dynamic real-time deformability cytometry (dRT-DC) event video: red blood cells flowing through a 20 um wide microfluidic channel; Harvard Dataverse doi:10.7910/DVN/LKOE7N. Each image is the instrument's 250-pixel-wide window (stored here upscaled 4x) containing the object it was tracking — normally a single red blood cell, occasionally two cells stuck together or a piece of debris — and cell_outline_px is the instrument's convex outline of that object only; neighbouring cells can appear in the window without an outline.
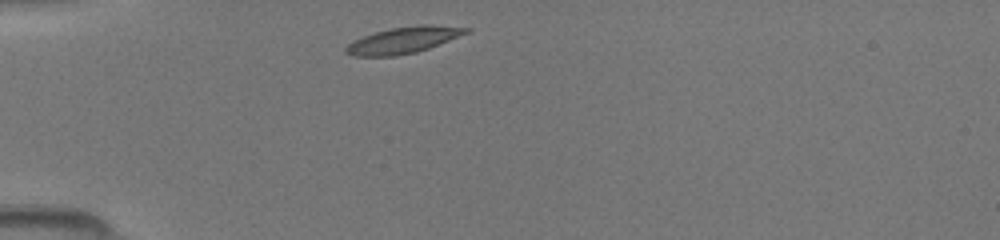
{"species": "common noctule bat (a hibernating species)", "species_latin": "Nyctalus noctula", "temperature_condition": "room temperature", "stored_images_in_passage": 36, "camera_frame_rate_fps": 3000, "um_per_image_px": 0.085, "animal": {"sex": "female", "body_mass_g": 19.5, "forearm_length_mm": 54.1}, "frame": {"image": 1, "passage_image": 1, "time_ms": 0.0, "image_size_px": [1000, 240], "cell_outline_px": [[472, 28], [468, 32], [428, 48], [416, 52], [396, 56], [352, 56], [344, 52], [344, 48], [352, 40], [376, 32], [392, 28], [424, 24], [428, 24]], "centroid_in_image_um": [34.24, 3.42], "position_along_channel_um": 50.8, "area_um2": 18.26}}
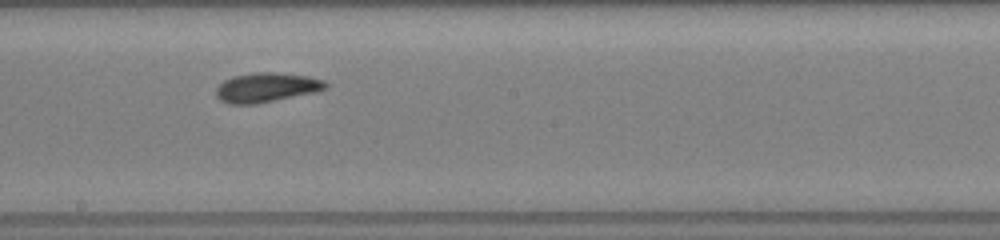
{"frame": {"image": 2, "passage_image": 15, "time_ms": 4.667, "image_size_px": [1000, 240], "cell_outline_px": [[328, 88], [316, 92], [256, 104], [228, 104], [220, 100], [216, 96], [216, 88], [224, 80], [232, 76], [252, 72], [276, 72], [308, 76], [324, 80], [328, 84]], "centroid_in_image_um": [22.65, 7.43], "position_along_channel_um": 225.6, "area_um2": 19.02}}
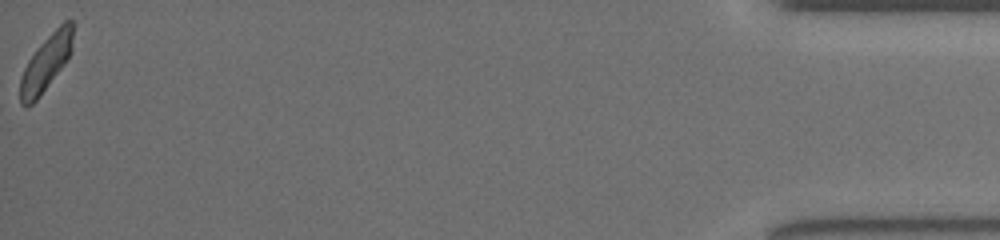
{"frame": {"image": 3, "passage_image": 36, "time_ms": 11.667, "image_size_px": [1000, 240], "cell_outline_px": [[72, 52], [68, 60], [40, 96], [32, 104], [24, 108], [20, 104], [20, 80], [24, 68], [28, 60], [40, 44], [64, 20], [72, 20]], "centroid_in_image_um": [3.91, 5.38], "position_along_channel_um": 431.3, "area_um2": 17.17}}